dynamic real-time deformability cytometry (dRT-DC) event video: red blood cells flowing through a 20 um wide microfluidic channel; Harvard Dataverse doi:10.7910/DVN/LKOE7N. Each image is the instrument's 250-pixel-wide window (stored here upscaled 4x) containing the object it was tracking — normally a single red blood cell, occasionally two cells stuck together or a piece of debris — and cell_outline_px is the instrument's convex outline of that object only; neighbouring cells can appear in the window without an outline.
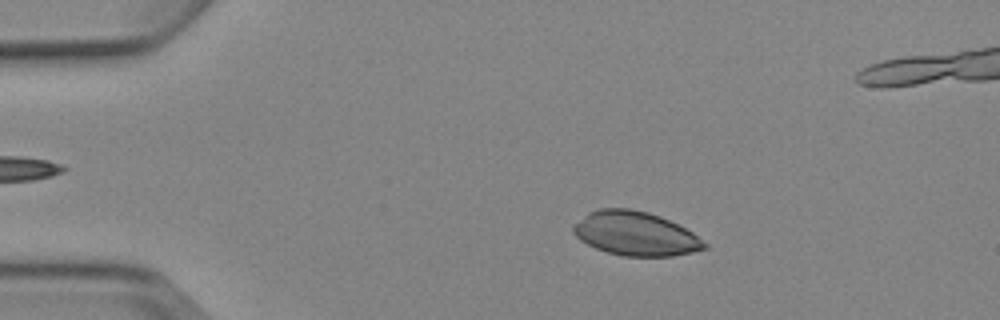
{"species": "Egyptian fruit bat (a non-hibernating species)", "species_latin": "Rousettus aegyptiacus", "temperature_condition": "cold", "stored_images_in_passage": 5, "camera_frame_rate_fps": 3000, "um_per_image_px": 0.085, "animal": {"sex": "female"}, "frame": {"image": 1, "passage_image": 3, "time_ms": 2.333, "image_size_px": [1000, 320], "cell_outline_px": [[708, 248], [692, 252], [672, 256], [624, 256], [608, 252], [596, 248], [580, 240], [572, 232], [572, 228], [588, 212], [600, 208], [628, 208], [648, 212], [660, 216], [692, 232], [708, 244]], "centroid_in_image_um": [54.02, 19.86], "position_along_channel_um": 31.0, "area_um2": 33.35}}